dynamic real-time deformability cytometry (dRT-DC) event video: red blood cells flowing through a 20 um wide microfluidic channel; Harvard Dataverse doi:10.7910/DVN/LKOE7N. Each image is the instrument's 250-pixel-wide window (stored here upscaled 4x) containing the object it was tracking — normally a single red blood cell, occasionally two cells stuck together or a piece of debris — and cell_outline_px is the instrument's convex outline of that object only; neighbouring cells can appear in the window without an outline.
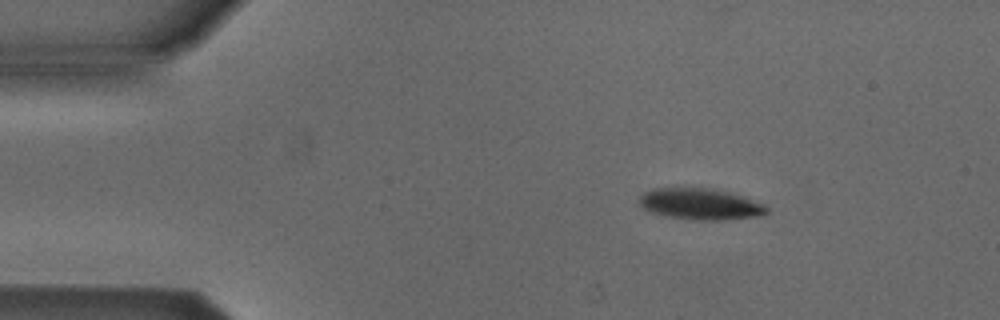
{"species": "Egyptian fruit bat (a non-hibernating species)", "species_latin": "Rousettus aegyptiacus", "temperature_condition": "cold", "stored_images_in_passage": 18, "camera_frame_rate_fps": 3000, "um_per_image_px": 0.085, "animal": {"sex": "male"}, "frame": {"image": 1, "passage_image": 1, "time_ms": 0.0, "image_size_px": [1000, 320], "cell_outline_px": [[768, 212], [756, 216], [716, 220], [704, 220], [668, 216], [652, 212], [644, 208], [640, 204], [640, 196], [644, 192], [652, 188], [708, 188], [728, 192], [764, 204], [768, 208]], "centroid_in_image_um": [59.5, 17.33], "position_along_channel_um": 25.5, "area_um2": 22.6}}
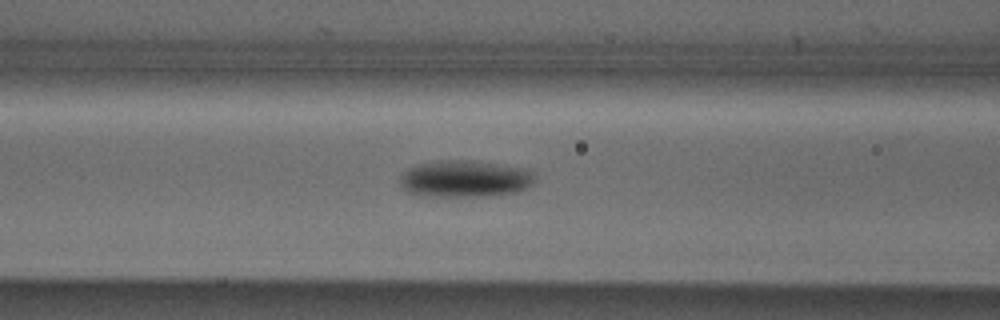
{"frame": {"image": 2, "passage_image": 14, "time_ms": 4.333, "image_size_px": [1000, 320], "cell_outline_px": [[536, 180], [528, 188], [516, 192], [492, 196], [420, 196], [408, 192], [400, 188], [400, 176], [408, 168], [420, 164], [436, 160], [468, 160], [524, 168], [532, 172]], "centroid_in_image_um": [39.5, 15.21], "position_along_channel_um": 127.1, "area_um2": 29.19}}
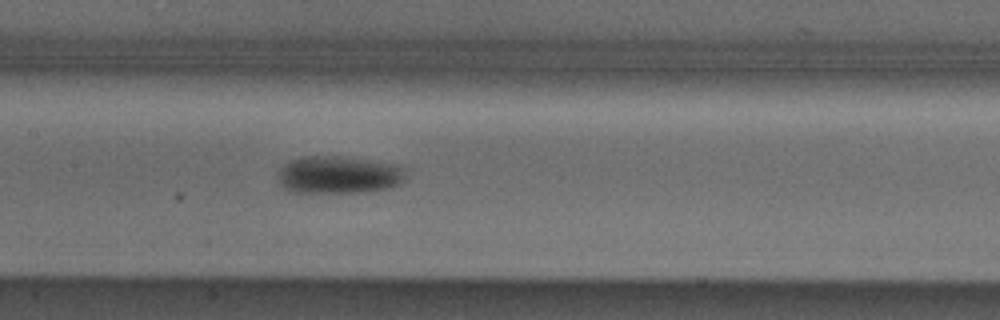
{"frame": {"image": 3, "passage_image": 18, "time_ms": 5.667, "image_size_px": [1000, 320], "cell_outline_px": [[408, 176], [400, 184], [392, 188], [360, 192], [292, 192], [284, 188], [276, 180], [276, 176], [280, 168], [284, 164], [300, 156], [336, 156], [400, 164], [408, 168]], "centroid_in_image_um": [28.84, 14.86], "position_along_channel_um": 178.6, "area_um2": 28.61}}